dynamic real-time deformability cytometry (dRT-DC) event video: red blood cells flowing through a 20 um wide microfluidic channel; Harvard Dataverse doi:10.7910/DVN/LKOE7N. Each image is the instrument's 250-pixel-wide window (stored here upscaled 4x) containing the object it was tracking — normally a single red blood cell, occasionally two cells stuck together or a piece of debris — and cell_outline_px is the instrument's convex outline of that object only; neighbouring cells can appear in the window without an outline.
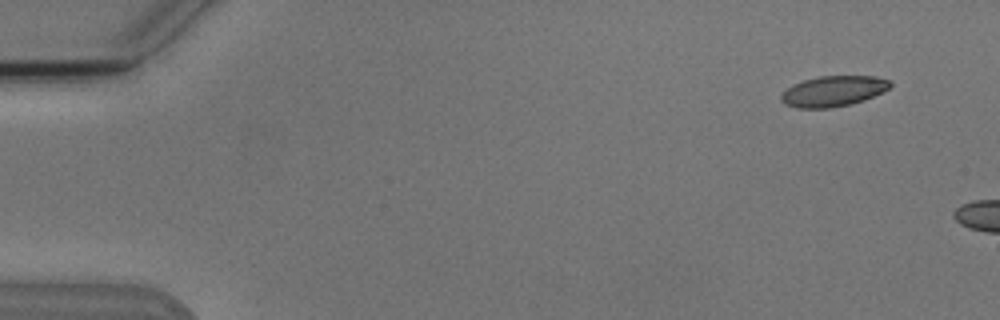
{"species": "Egyptian fruit bat (a non-hibernating species)", "species_latin": "Rousettus aegyptiacus", "temperature_condition": "cold", "stored_images_in_passage": 3, "camera_frame_rate_fps": 3000, "um_per_image_px": 0.085, "animal": {"sex": "male"}, "frame": {"image": 1, "passage_image": 1, "time_ms": 0.0, "image_size_px": [1000, 320], "cell_outline_px": [[892, 84], [884, 92], [864, 100], [852, 104], [828, 108], [796, 108], [784, 104], [780, 100], [780, 96], [792, 84], [804, 80], [820, 76], [876, 76], [888, 80]], "centroid_in_image_um": [70.82, 7.75], "position_along_channel_um": 14.2, "area_um2": 19.48}}